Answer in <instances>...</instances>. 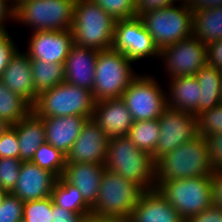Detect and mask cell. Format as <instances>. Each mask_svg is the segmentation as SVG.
<instances>
[{"instance_id":"cell-47","label":"cell","mask_w":222,"mask_h":222,"mask_svg":"<svg viewBox=\"0 0 222 222\" xmlns=\"http://www.w3.org/2000/svg\"><path fill=\"white\" fill-rule=\"evenodd\" d=\"M100 222H132L129 216L97 217Z\"/></svg>"},{"instance_id":"cell-24","label":"cell","mask_w":222,"mask_h":222,"mask_svg":"<svg viewBox=\"0 0 222 222\" xmlns=\"http://www.w3.org/2000/svg\"><path fill=\"white\" fill-rule=\"evenodd\" d=\"M11 127L16 131L19 140V159L22 162L31 161L37 149L46 143L43 120L32 111Z\"/></svg>"},{"instance_id":"cell-39","label":"cell","mask_w":222,"mask_h":222,"mask_svg":"<svg viewBox=\"0 0 222 222\" xmlns=\"http://www.w3.org/2000/svg\"><path fill=\"white\" fill-rule=\"evenodd\" d=\"M214 171L222 172V133H214L206 138Z\"/></svg>"},{"instance_id":"cell-5","label":"cell","mask_w":222,"mask_h":222,"mask_svg":"<svg viewBox=\"0 0 222 222\" xmlns=\"http://www.w3.org/2000/svg\"><path fill=\"white\" fill-rule=\"evenodd\" d=\"M155 189L184 220L213 205L212 176L156 182Z\"/></svg>"},{"instance_id":"cell-7","label":"cell","mask_w":222,"mask_h":222,"mask_svg":"<svg viewBox=\"0 0 222 222\" xmlns=\"http://www.w3.org/2000/svg\"><path fill=\"white\" fill-rule=\"evenodd\" d=\"M135 65L124 54L112 48L100 50L92 88L95 101L122 97L131 81L140 73L134 69Z\"/></svg>"},{"instance_id":"cell-22","label":"cell","mask_w":222,"mask_h":222,"mask_svg":"<svg viewBox=\"0 0 222 222\" xmlns=\"http://www.w3.org/2000/svg\"><path fill=\"white\" fill-rule=\"evenodd\" d=\"M45 125L46 143L67 154L88 120L83 116L41 118Z\"/></svg>"},{"instance_id":"cell-51","label":"cell","mask_w":222,"mask_h":222,"mask_svg":"<svg viewBox=\"0 0 222 222\" xmlns=\"http://www.w3.org/2000/svg\"><path fill=\"white\" fill-rule=\"evenodd\" d=\"M7 194L8 193L6 191L0 189V206L3 203V201H4V199H5Z\"/></svg>"},{"instance_id":"cell-46","label":"cell","mask_w":222,"mask_h":222,"mask_svg":"<svg viewBox=\"0 0 222 222\" xmlns=\"http://www.w3.org/2000/svg\"><path fill=\"white\" fill-rule=\"evenodd\" d=\"M188 5L191 7V9L221 7L222 0H191Z\"/></svg>"},{"instance_id":"cell-53","label":"cell","mask_w":222,"mask_h":222,"mask_svg":"<svg viewBox=\"0 0 222 222\" xmlns=\"http://www.w3.org/2000/svg\"><path fill=\"white\" fill-rule=\"evenodd\" d=\"M221 102H222V78H221Z\"/></svg>"},{"instance_id":"cell-33","label":"cell","mask_w":222,"mask_h":222,"mask_svg":"<svg viewBox=\"0 0 222 222\" xmlns=\"http://www.w3.org/2000/svg\"><path fill=\"white\" fill-rule=\"evenodd\" d=\"M198 135L207 138L214 133H222V103L197 116Z\"/></svg>"},{"instance_id":"cell-38","label":"cell","mask_w":222,"mask_h":222,"mask_svg":"<svg viewBox=\"0 0 222 222\" xmlns=\"http://www.w3.org/2000/svg\"><path fill=\"white\" fill-rule=\"evenodd\" d=\"M19 140L16 131L10 127L0 136V158L19 159Z\"/></svg>"},{"instance_id":"cell-1","label":"cell","mask_w":222,"mask_h":222,"mask_svg":"<svg viewBox=\"0 0 222 222\" xmlns=\"http://www.w3.org/2000/svg\"><path fill=\"white\" fill-rule=\"evenodd\" d=\"M213 172L207 140L198 135L156 161L155 181L212 176Z\"/></svg>"},{"instance_id":"cell-12","label":"cell","mask_w":222,"mask_h":222,"mask_svg":"<svg viewBox=\"0 0 222 222\" xmlns=\"http://www.w3.org/2000/svg\"><path fill=\"white\" fill-rule=\"evenodd\" d=\"M112 49L121 52L135 64L146 60L159 61L160 51L138 16L116 21Z\"/></svg>"},{"instance_id":"cell-27","label":"cell","mask_w":222,"mask_h":222,"mask_svg":"<svg viewBox=\"0 0 222 222\" xmlns=\"http://www.w3.org/2000/svg\"><path fill=\"white\" fill-rule=\"evenodd\" d=\"M51 197L53 203L61 208L78 215H91V206L84 200L79 189L62 177L57 178Z\"/></svg>"},{"instance_id":"cell-45","label":"cell","mask_w":222,"mask_h":222,"mask_svg":"<svg viewBox=\"0 0 222 222\" xmlns=\"http://www.w3.org/2000/svg\"><path fill=\"white\" fill-rule=\"evenodd\" d=\"M213 204L222 208V172L212 174Z\"/></svg>"},{"instance_id":"cell-20","label":"cell","mask_w":222,"mask_h":222,"mask_svg":"<svg viewBox=\"0 0 222 222\" xmlns=\"http://www.w3.org/2000/svg\"><path fill=\"white\" fill-rule=\"evenodd\" d=\"M168 108L199 115L202 88L195 76H179L166 79Z\"/></svg>"},{"instance_id":"cell-15","label":"cell","mask_w":222,"mask_h":222,"mask_svg":"<svg viewBox=\"0 0 222 222\" xmlns=\"http://www.w3.org/2000/svg\"><path fill=\"white\" fill-rule=\"evenodd\" d=\"M25 53L30 59L51 63H65L74 44L71 30L30 32Z\"/></svg>"},{"instance_id":"cell-18","label":"cell","mask_w":222,"mask_h":222,"mask_svg":"<svg viewBox=\"0 0 222 222\" xmlns=\"http://www.w3.org/2000/svg\"><path fill=\"white\" fill-rule=\"evenodd\" d=\"M98 50L73 44L64 63L65 81L92 91Z\"/></svg>"},{"instance_id":"cell-11","label":"cell","mask_w":222,"mask_h":222,"mask_svg":"<svg viewBox=\"0 0 222 222\" xmlns=\"http://www.w3.org/2000/svg\"><path fill=\"white\" fill-rule=\"evenodd\" d=\"M207 45L193 35L162 48L159 62L165 78L195 76L207 64Z\"/></svg>"},{"instance_id":"cell-19","label":"cell","mask_w":222,"mask_h":222,"mask_svg":"<svg viewBox=\"0 0 222 222\" xmlns=\"http://www.w3.org/2000/svg\"><path fill=\"white\" fill-rule=\"evenodd\" d=\"M22 49L19 48L11 57L0 79L10 91L19 94L33 106L38 96L34 92L30 58Z\"/></svg>"},{"instance_id":"cell-10","label":"cell","mask_w":222,"mask_h":222,"mask_svg":"<svg viewBox=\"0 0 222 222\" xmlns=\"http://www.w3.org/2000/svg\"><path fill=\"white\" fill-rule=\"evenodd\" d=\"M152 72L139 73L122 95L135 121L158 119L168 107L166 85Z\"/></svg>"},{"instance_id":"cell-49","label":"cell","mask_w":222,"mask_h":222,"mask_svg":"<svg viewBox=\"0 0 222 222\" xmlns=\"http://www.w3.org/2000/svg\"><path fill=\"white\" fill-rule=\"evenodd\" d=\"M80 222H100L97 217H94L93 215H89L86 217H83Z\"/></svg>"},{"instance_id":"cell-31","label":"cell","mask_w":222,"mask_h":222,"mask_svg":"<svg viewBox=\"0 0 222 222\" xmlns=\"http://www.w3.org/2000/svg\"><path fill=\"white\" fill-rule=\"evenodd\" d=\"M31 162L59 178L66 164V155L49 143H44L37 149Z\"/></svg>"},{"instance_id":"cell-25","label":"cell","mask_w":222,"mask_h":222,"mask_svg":"<svg viewBox=\"0 0 222 222\" xmlns=\"http://www.w3.org/2000/svg\"><path fill=\"white\" fill-rule=\"evenodd\" d=\"M192 35L205 45L222 40V6L192 9Z\"/></svg>"},{"instance_id":"cell-23","label":"cell","mask_w":222,"mask_h":222,"mask_svg":"<svg viewBox=\"0 0 222 222\" xmlns=\"http://www.w3.org/2000/svg\"><path fill=\"white\" fill-rule=\"evenodd\" d=\"M132 222H182L184 219L154 189L145 191L130 215Z\"/></svg>"},{"instance_id":"cell-16","label":"cell","mask_w":222,"mask_h":222,"mask_svg":"<svg viewBox=\"0 0 222 222\" xmlns=\"http://www.w3.org/2000/svg\"><path fill=\"white\" fill-rule=\"evenodd\" d=\"M57 177L31 161L22 162L19 177L11 192L23 202L42 200L51 196Z\"/></svg>"},{"instance_id":"cell-43","label":"cell","mask_w":222,"mask_h":222,"mask_svg":"<svg viewBox=\"0 0 222 222\" xmlns=\"http://www.w3.org/2000/svg\"><path fill=\"white\" fill-rule=\"evenodd\" d=\"M174 3L173 0H136L137 16L151 10L164 8Z\"/></svg>"},{"instance_id":"cell-41","label":"cell","mask_w":222,"mask_h":222,"mask_svg":"<svg viewBox=\"0 0 222 222\" xmlns=\"http://www.w3.org/2000/svg\"><path fill=\"white\" fill-rule=\"evenodd\" d=\"M189 222H222V208L211 205L208 209L203 210L199 214L193 215Z\"/></svg>"},{"instance_id":"cell-34","label":"cell","mask_w":222,"mask_h":222,"mask_svg":"<svg viewBox=\"0 0 222 222\" xmlns=\"http://www.w3.org/2000/svg\"><path fill=\"white\" fill-rule=\"evenodd\" d=\"M102 7L115 20L137 16L135 0H92Z\"/></svg>"},{"instance_id":"cell-13","label":"cell","mask_w":222,"mask_h":222,"mask_svg":"<svg viewBox=\"0 0 222 222\" xmlns=\"http://www.w3.org/2000/svg\"><path fill=\"white\" fill-rule=\"evenodd\" d=\"M160 137L155 153L156 162L160 157L198 136L197 117L191 113L166 108L158 118Z\"/></svg>"},{"instance_id":"cell-26","label":"cell","mask_w":222,"mask_h":222,"mask_svg":"<svg viewBox=\"0 0 222 222\" xmlns=\"http://www.w3.org/2000/svg\"><path fill=\"white\" fill-rule=\"evenodd\" d=\"M195 77L202 88L201 100H199V114L222 103V70L206 64L195 74Z\"/></svg>"},{"instance_id":"cell-29","label":"cell","mask_w":222,"mask_h":222,"mask_svg":"<svg viewBox=\"0 0 222 222\" xmlns=\"http://www.w3.org/2000/svg\"><path fill=\"white\" fill-rule=\"evenodd\" d=\"M32 112V105L19 94L12 92L0 79V119L11 126Z\"/></svg>"},{"instance_id":"cell-42","label":"cell","mask_w":222,"mask_h":222,"mask_svg":"<svg viewBox=\"0 0 222 222\" xmlns=\"http://www.w3.org/2000/svg\"><path fill=\"white\" fill-rule=\"evenodd\" d=\"M207 64L222 70V40L207 45Z\"/></svg>"},{"instance_id":"cell-9","label":"cell","mask_w":222,"mask_h":222,"mask_svg":"<svg viewBox=\"0 0 222 222\" xmlns=\"http://www.w3.org/2000/svg\"><path fill=\"white\" fill-rule=\"evenodd\" d=\"M144 192L136 183L105 168L96 203L91 207V215L94 217H130Z\"/></svg>"},{"instance_id":"cell-44","label":"cell","mask_w":222,"mask_h":222,"mask_svg":"<svg viewBox=\"0 0 222 222\" xmlns=\"http://www.w3.org/2000/svg\"><path fill=\"white\" fill-rule=\"evenodd\" d=\"M53 222H80L83 217L89 215H78L72 211L61 208L53 203Z\"/></svg>"},{"instance_id":"cell-37","label":"cell","mask_w":222,"mask_h":222,"mask_svg":"<svg viewBox=\"0 0 222 222\" xmlns=\"http://www.w3.org/2000/svg\"><path fill=\"white\" fill-rule=\"evenodd\" d=\"M19 48V45H17L13 36H11L9 30L0 31V77L7 67L11 57Z\"/></svg>"},{"instance_id":"cell-40","label":"cell","mask_w":222,"mask_h":222,"mask_svg":"<svg viewBox=\"0 0 222 222\" xmlns=\"http://www.w3.org/2000/svg\"><path fill=\"white\" fill-rule=\"evenodd\" d=\"M15 24V8L10 0H0V31H8V25Z\"/></svg>"},{"instance_id":"cell-14","label":"cell","mask_w":222,"mask_h":222,"mask_svg":"<svg viewBox=\"0 0 222 222\" xmlns=\"http://www.w3.org/2000/svg\"><path fill=\"white\" fill-rule=\"evenodd\" d=\"M109 137L100 125L90 118L66 154V163H94L105 165Z\"/></svg>"},{"instance_id":"cell-32","label":"cell","mask_w":222,"mask_h":222,"mask_svg":"<svg viewBox=\"0 0 222 222\" xmlns=\"http://www.w3.org/2000/svg\"><path fill=\"white\" fill-rule=\"evenodd\" d=\"M53 199L24 202L23 220L26 222H53Z\"/></svg>"},{"instance_id":"cell-28","label":"cell","mask_w":222,"mask_h":222,"mask_svg":"<svg viewBox=\"0 0 222 222\" xmlns=\"http://www.w3.org/2000/svg\"><path fill=\"white\" fill-rule=\"evenodd\" d=\"M34 92L40 95L65 81L64 63H51L30 59Z\"/></svg>"},{"instance_id":"cell-48","label":"cell","mask_w":222,"mask_h":222,"mask_svg":"<svg viewBox=\"0 0 222 222\" xmlns=\"http://www.w3.org/2000/svg\"><path fill=\"white\" fill-rule=\"evenodd\" d=\"M10 127H11V125L9 123H7L6 121L0 119V136L4 132H6Z\"/></svg>"},{"instance_id":"cell-36","label":"cell","mask_w":222,"mask_h":222,"mask_svg":"<svg viewBox=\"0 0 222 222\" xmlns=\"http://www.w3.org/2000/svg\"><path fill=\"white\" fill-rule=\"evenodd\" d=\"M24 202L8 193L0 206V222H20L23 220Z\"/></svg>"},{"instance_id":"cell-21","label":"cell","mask_w":222,"mask_h":222,"mask_svg":"<svg viewBox=\"0 0 222 222\" xmlns=\"http://www.w3.org/2000/svg\"><path fill=\"white\" fill-rule=\"evenodd\" d=\"M105 165L94 163H66L62 178L76 186L84 200L92 207L96 203Z\"/></svg>"},{"instance_id":"cell-2","label":"cell","mask_w":222,"mask_h":222,"mask_svg":"<svg viewBox=\"0 0 222 222\" xmlns=\"http://www.w3.org/2000/svg\"><path fill=\"white\" fill-rule=\"evenodd\" d=\"M155 165L152 155L140 150L127 136L109 138L105 163L109 171L151 191L156 188Z\"/></svg>"},{"instance_id":"cell-30","label":"cell","mask_w":222,"mask_h":222,"mask_svg":"<svg viewBox=\"0 0 222 222\" xmlns=\"http://www.w3.org/2000/svg\"><path fill=\"white\" fill-rule=\"evenodd\" d=\"M126 136L140 150L153 155L160 137L158 119L135 121Z\"/></svg>"},{"instance_id":"cell-6","label":"cell","mask_w":222,"mask_h":222,"mask_svg":"<svg viewBox=\"0 0 222 222\" xmlns=\"http://www.w3.org/2000/svg\"><path fill=\"white\" fill-rule=\"evenodd\" d=\"M138 17L159 51L192 36V9L188 4L174 3Z\"/></svg>"},{"instance_id":"cell-35","label":"cell","mask_w":222,"mask_h":222,"mask_svg":"<svg viewBox=\"0 0 222 222\" xmlns=\"http://www.w3.org/2000/svg\"><path fill=\"white\" fill-rule=\"evenodd\" d=\"M22 161L17 158H0V189L11 193L19 177Z\"/></svg>"},{"instance_id":"cell-4","label":"cell","mask_w":222,"mask_h":222,"mask_svg":"<svg viewBox=\"0 0 222 222\" xmlns=\"http://www.w3.org/2000/svg\"><path fill=\"white\" fill-rule=\"evenodd\" d=\"M95 103L92 91L63 82L38 95L32 111L39 118L75 115L90 119Z\"/></svg>"},{"instance_id":"cell-8","label":"cell","mask_w":222,"mask_h":222,"mask_svg":"<svg viewBox=\"0 0 222 222\" xmlns=\"http://www.w3.org/2000/svg\"><path fill=\"white\" fill-rule=\"evenodd\" d=\"M75 0H27L15 8V24L29 31L71 30Z\"/></svg>"},{"instance_id":"cell-3","label":"cell","mask_w":222,"mask_h":222,"mask_svg":"<svg viewBox=\"0 0 222 222\" xmlns=\"http://www.w3.org/2000/svg\"><path fill=\"white\" fill-rule=\"evenodd\" d=\"M116 21L92 0H75L72 34L74 44L92 49L112 48Z\"/></svg>"},{"instance_id":"cell-17","label":"cell","mask_w":222,"mask_h":222,"mask_svg":"<svg viewBox=\"0 0 222 222\" xmlns=\"http://www.w3.org/2000/svg\"><path fill=\"white\" fill-rule=\"evenodd\" d=\"M93 119L109 138L126 136L134 123L122 97L96 101Z\"/></svg>"},{"instance_id":"cell-50","label":"cell","mask_w":222,"mask_h":222,"mask_svg":"<svg viewBox=\"0 0 222 222\" xmlns=\"http://www.w3.org/2000/svg\"><path fill=\"white\" fill-rule=\"evenodd\" d=\"M11 4L14 8H16L17 6H19L21 3L27 1V0H10Z\"/></svg>"},{"instance_id":"cell-52","label":"cell","mask_w":222,"mask_h":222,"mask_svg":"<svg viewBox=\"0 0 222 222\" xmlns=\"http://www.w3.org/2000/svg\"><path fill=\"white\" fill-rule=\"evenodd\" d=\"M175 3H184L188 4L191 0H173Z\"/></svg>"}]
</instances>
